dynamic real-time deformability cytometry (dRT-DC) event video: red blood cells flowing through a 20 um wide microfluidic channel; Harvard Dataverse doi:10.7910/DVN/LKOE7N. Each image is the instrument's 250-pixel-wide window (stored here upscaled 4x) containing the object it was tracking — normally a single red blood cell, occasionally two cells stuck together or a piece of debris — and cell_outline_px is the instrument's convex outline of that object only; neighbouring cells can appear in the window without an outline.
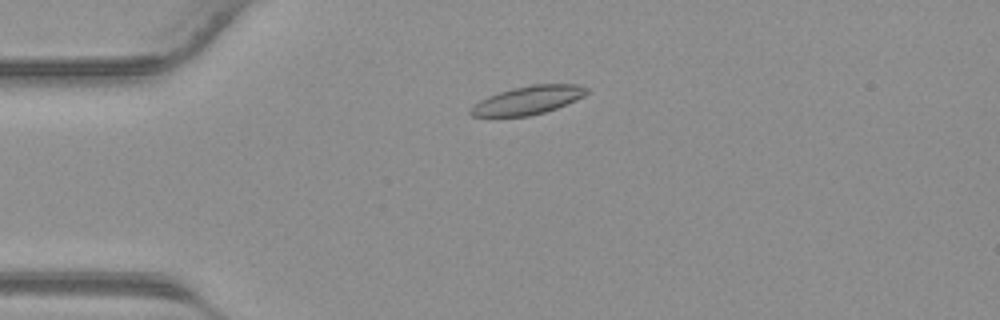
{"species": "common noctule bat (a hibernating species)", "species_latin": "Nyctalus noctula", "temperature_condition": "warm", "stored_images_in_passage": 41, "camera_frame_rate_fps": 3000, "um_per_image_px": 0.085, "animal": {"sex": "male", "body_mass_g": 23.1, "forearm_length_mm": 52.7}, "frame": {"image": 1, "passage_image": 9, "time_ms": 2.667, "image_size_px": [1000, 320], "cell_outline_px": [[588, 92], [584, 96], [576, 100], [556, 108], [544, 112], [528, 116], [472, 116], [468, 112], [472, 104], [488, 96], [512, 88], [532, 84], [576, 84], [588, 88]], "centroid_in_image_um": [44.86, 8.51], "position_along_channel_um": 40.1, "area_um2": 19.13}}
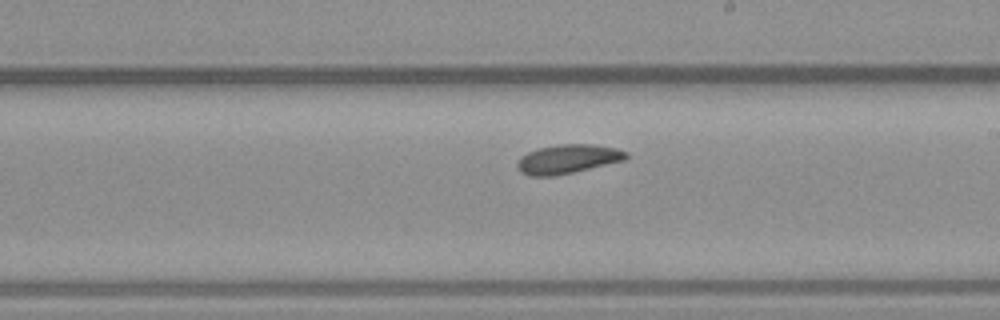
{"frame": {"image": 2, "passage_image": 23, "time_ms": 7.333, "image_size_px": [1000, 320], "cell_outline_px": [[628, 156], [624, 160], [556, 176], [528, 176], [520, 172], [516, 168], [516, 164], [520, 156], [528, 152], [540, 148], [560, 144], [592, 144], [616, 148], [628, 152]], "centroid_in_image_um": [48.22, 13.52], "position_along_channel_um": 240.8, "area_um2": 18.44}}
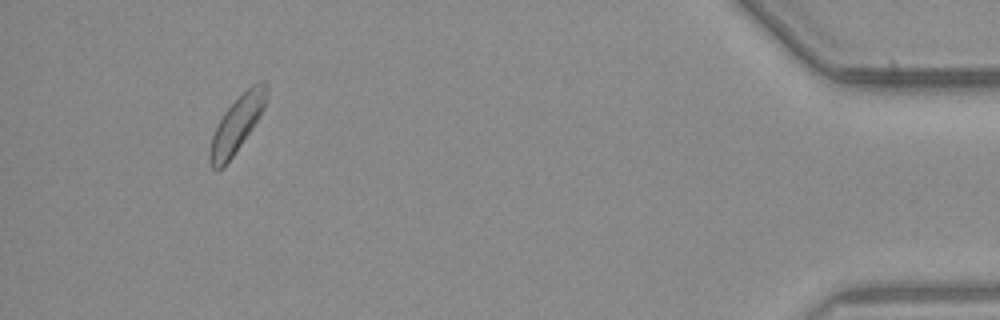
{"frame": {"image": 3, "passage_image": 38, "time_ms": 12.333, "image_size_px": [1000, 320], "cell_outline_px": [[268, 96], [264, 108], [252, 128], [224, 168], [212, 168], [208, 160], [208, 152], [212, 136], [224, 112], [256, 80], [264, 80], [268, 84]], "centroid_in_image_um": [20.15, 10.53], "position_along_channel_um": 415.0, "area_um2": 18.32}}